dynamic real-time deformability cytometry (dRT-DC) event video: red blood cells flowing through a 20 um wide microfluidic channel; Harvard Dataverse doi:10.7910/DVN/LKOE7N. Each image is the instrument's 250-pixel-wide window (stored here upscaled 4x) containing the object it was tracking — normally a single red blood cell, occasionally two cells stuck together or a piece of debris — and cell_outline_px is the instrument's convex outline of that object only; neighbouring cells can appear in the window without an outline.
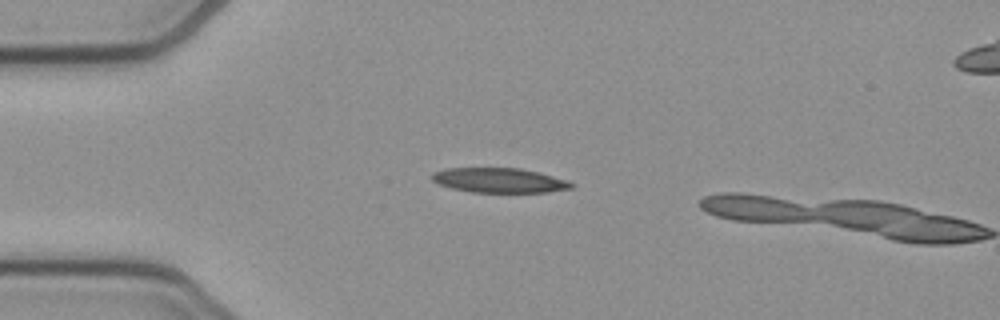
{"species": "common noctule bat (a hibernating species)", "species_latin": "Nyctalus noctula", "temperature_condition": "cold", "stored_images_in_passage": 2, "camera_frame_rate_fps": 3000, "um_per_image_px": 0.085, "animal": {"sex": "female", "body_mass_g": 21.9}, "frame": {"image": 1, "passage_image": 1, "time_ms": 0.0, "image_size_px": [1000, 320], "cell_outline_px": [[572, 188], [548, 192], [472, 192], [452, 188], [440, 184], [432, 180], [432, 172], [444, 168], [520, 168], [540, 172], [564, 180], [572, 184]], "centroid_in_image_um": [42.39, 15.32], "position_along_channel_um": 42.6, "area_um2": 19.88}}